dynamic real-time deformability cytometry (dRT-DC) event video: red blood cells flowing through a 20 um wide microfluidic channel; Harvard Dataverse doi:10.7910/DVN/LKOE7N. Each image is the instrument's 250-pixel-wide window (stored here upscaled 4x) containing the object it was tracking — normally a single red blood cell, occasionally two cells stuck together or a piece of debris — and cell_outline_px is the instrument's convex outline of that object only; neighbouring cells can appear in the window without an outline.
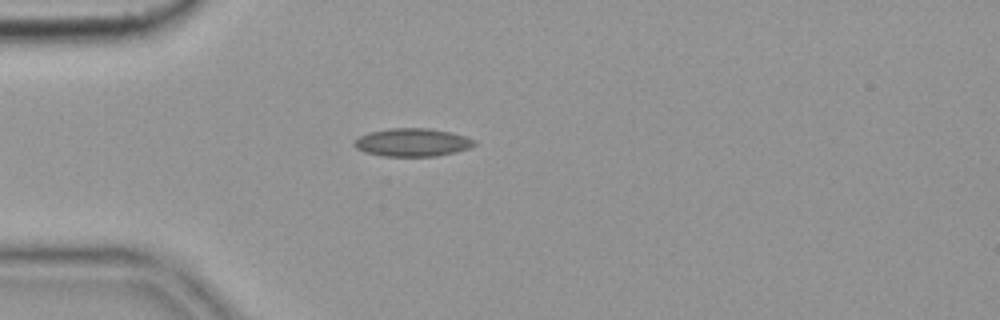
{"species": "common noctule bat (a hibernating species)", "species_latin": "Nyctalus noctula", "temperature_condition": "cold", "stored_images_in_passage": 41, "camera_frame_rate_fps": 3000, "um_per_image_px": 0.085, "animal": {"sex": "female", "body_mass_g": 19.9}, "frame": {"image": 1, "passage_image": 1, "time_ms": 0.0, "image_size_px": [1000, 320], "cell_outline_px": [[476, 144], [468, 148], [456, 152], [436, 156], [384, 156], [364, 152], [356, 148], [352, 144], [360, 136], [368, 132], [388, 128], [428, 128], [448, 132], [464, 136], [476, 140]], "centroid_in_image_um": [35.03, 12.1], "position_along_channel_um": 50.0, "area_um2": 19.59}}
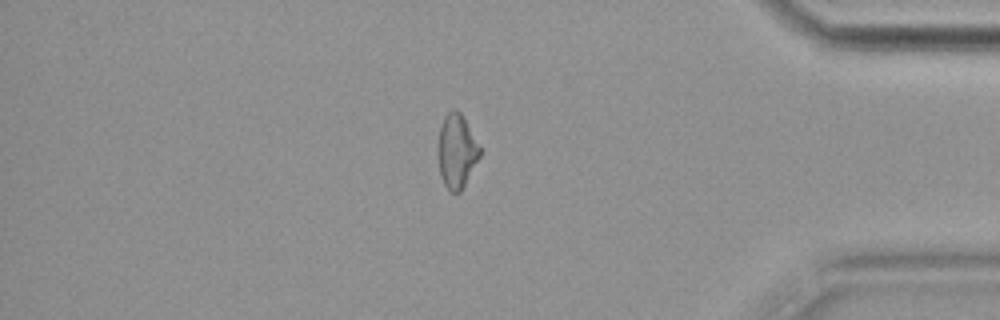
{"frame": {"image": 2, "passage_image": 33, "time_ms": 10.667, "image_size_px": [1000, 320], "cell_outline_px": [[480, 156], [460, 192], [452, 192], [444, 184], [440, 176], [440, 128], [444, 116], [448, 112], [460, 112], [480, 148]], "centroid_in_image_um": [38.83, 12.88], "position_along_channel_um": 396.4, "area_um2": 16.99}, "authors_computed_cell_mechanics": {"area_um2": 18.0914, "velocity_mm_per_s": 3.6332, "shape_relaxation_time_tau1_ms": null, "shape_relaxation_time_tau2_ms": 3.2452, "deformation_change_tau1": null, "deformation_change_tau2": 0.1191}}